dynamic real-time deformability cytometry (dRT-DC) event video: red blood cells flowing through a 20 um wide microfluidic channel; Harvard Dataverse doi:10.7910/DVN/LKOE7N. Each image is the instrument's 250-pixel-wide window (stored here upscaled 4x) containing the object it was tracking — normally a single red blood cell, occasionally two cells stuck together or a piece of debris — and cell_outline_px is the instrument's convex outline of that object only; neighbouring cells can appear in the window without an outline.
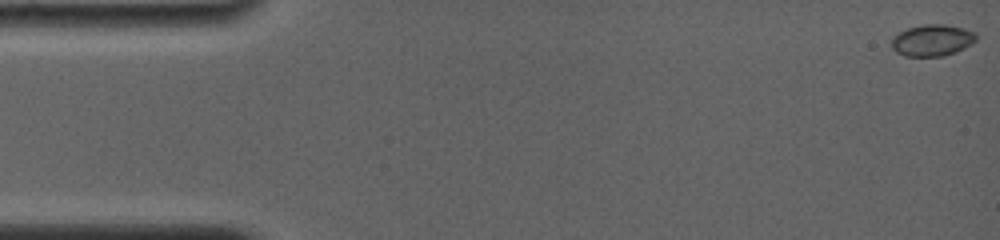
{"species": "common noctule bat (a hibernating species)", "species_latin": "Nyctalus noctula", "temperature_condition": "room temperature", "stored_images_in_passage": 84, "camera_frame_rate_fps": 4000, "um_per_image_px": 0.085, "animal": {"sex": "female", "body_mass_g": 19.0, "forearm_length_mm": 56.7}, "frame": {"image": 1, "passage_image": 1, "time_ms": 0.0, "image_size_px": [1000, 240], "cell_outline_px": [[976, 40], [972, 44], [956, 52], [944, 56], [904, 56], [896, 52], [892, 48], [892, 36], [908, 28], [924, 24], [944, 24], [964, 28], [976, 32]], "centroid_in_image_um": [79.25, 3.42], "position_along_channel_um": 5.7, "area_um2": 15.66}}
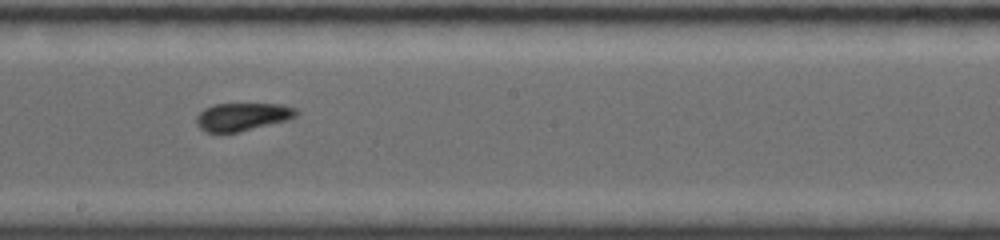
{"frame": {"image": 2, "passage_image": 50, "time_ms": 9.5, "image_size_px": [1000, 240], "cell_outline_px": [[300, 112], [296, 116], [288, 120], [236, 132], [204, 132], [196, 124], [196, 116], [204, 108], [216, 104], [280, 104], [296, 108]], "centroid_in_image_um": [20.6, 9.92], "position_along_channel_um": 227.6, "area_um2": 16.18}}
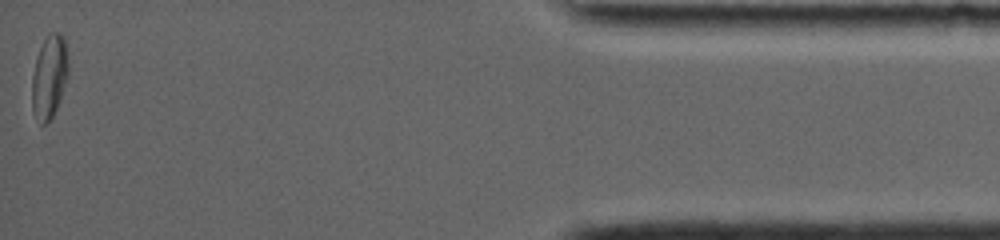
{"frame": {"image": 3, "passage_image": 84, "time_ms": 16.75, "image_size_px": [1000, 240], "cell_outline_px": [[68, 76], [60, 100], [52, 116], [44, 124], [40, 124], [32, 108], [32, 76], [36, 56], [48, 32], [60, 32], [64, 40], [68, 60]], "centroid_in_image_um": [4.19, 6.49], "position_along_channel_um": 431.0, "area_um2": 17.57}, "authors_computed_cell_mechanics": {"area_um2": 16.2996, "velocity_mm_per_s": 3.7787, "shape_relaxation_time_tau1_ms": null, "shape_relaxation_time_tau2_ms": 2.1466, "deformation_change_tau1": null, "deformation_change_tau2": 0.0318}}